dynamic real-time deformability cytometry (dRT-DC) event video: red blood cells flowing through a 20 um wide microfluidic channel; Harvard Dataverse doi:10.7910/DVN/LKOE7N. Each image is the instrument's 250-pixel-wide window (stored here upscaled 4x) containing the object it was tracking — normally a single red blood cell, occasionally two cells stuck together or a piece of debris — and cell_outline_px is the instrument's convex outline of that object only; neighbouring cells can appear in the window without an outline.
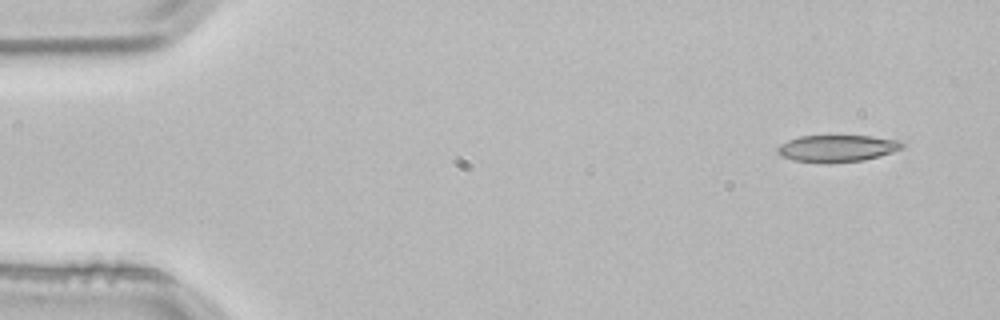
{"species": "common noctule bat (a hibernating species)", "species_latin": "Nyctalus noctula", "temperature_condition": "room temperature", "stored_images_in_passage": 3, "camera_frame_rate_fps": 3000, "um_per_image_px": 0.085, "animal": {"sex": "male", "body_mass_g": 21.5, "forearm_length_mm": 52.0}, "frame": {"image": 1, "passage_image": 1, "time_ms": 0.0, "image_size_px": [1000, 320], "cell_outline_px": [[904, 148], [892, 152], [864, 160], [796, 160], [780, 156], [776, 152], [776, 148], [780, 144], [788, 140], [800, 136], [872, 136], [900, 140], [904, 144]], "centroid_in_image_um": [71.19, 12.56], "position_along_channel_um": 13.8, "area_um2": 18.73}}